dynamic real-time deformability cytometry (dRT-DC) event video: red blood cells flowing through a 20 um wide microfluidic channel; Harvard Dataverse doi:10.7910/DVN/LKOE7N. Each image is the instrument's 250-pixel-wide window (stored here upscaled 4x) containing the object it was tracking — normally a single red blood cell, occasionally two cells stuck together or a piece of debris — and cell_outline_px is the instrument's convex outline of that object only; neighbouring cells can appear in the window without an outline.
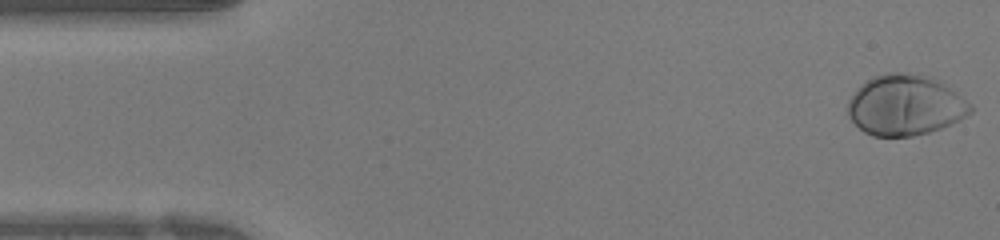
{"species": "human", "species_latin": "Homo sapiens", "temperature_condition": "warm", "stored_images_in_passage": 41, "camera_frame_rate_fps": 3000, "um_per_image_px": 0.085, "donor": {"sex": "female"}, "frame": {"image": 1, "passage_image": 1, "time_ms": 0.0, "image_size_px": [1000, 240], "cell_outline_px": [[972, 112], [960, 120], [940, 128], [928, 132], [912, 136], [872, 136], [864, 132], [848, 116], [848, 100], [856, 88], [860, 84], [872, 76], [888, 72], [900, 72], [928, 76], [936, 80], [956, 92], [972, 104]], "centroid_in_image_um": [76.92, 8.93], "position_along_channel_um": 8.1, "area_um2": 43.23}}
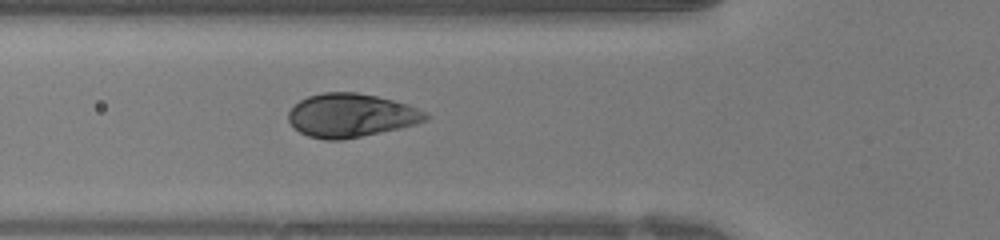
{"frame": {"image": 2, "passage_image": 14, "time_ms": 4.333, "image_size_px": [1000, 240], "cell_outline_px": [[432, 116], [428, 120], [416, 124], [400, 128], [340, 140], [324, 140], [308, 136], [300, 132], [288, 120], [288, 112], [300, 100], [308, 96], [324, 92], [356, 92], [376, 96], [408, 104], [428, 112]], "centroid_in_image_um": [29.88, 9.8], "position_along_channel_um": 95.9, "area_um2": 34.85}}
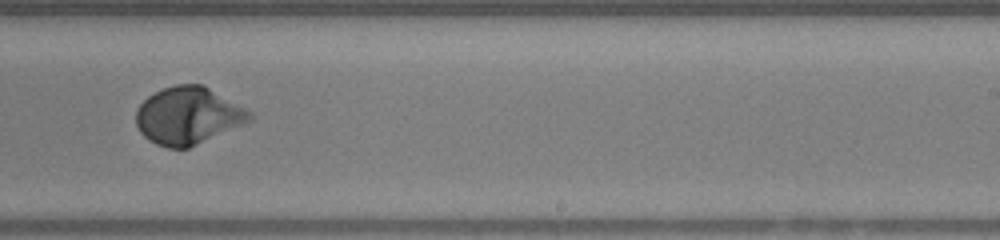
{"frame": {"image": 3, "passage_image": 25, "time_ms": 8.0, "image_size_px": [1000, 240], "cell_outline_px": [[252, 120], [244, 124], [188, 148], [168, 148], [156, 144], [148, 140], [140, 132], [136, 124], [136, 108], [148, 96], [164, 88], [176, 84], [200, 84], [208, 88], [252, 112]], "centroid_in_image_um": [15.96, 9.85], "position_along_channel_um": 273.0, "area_um2": 37.63}}